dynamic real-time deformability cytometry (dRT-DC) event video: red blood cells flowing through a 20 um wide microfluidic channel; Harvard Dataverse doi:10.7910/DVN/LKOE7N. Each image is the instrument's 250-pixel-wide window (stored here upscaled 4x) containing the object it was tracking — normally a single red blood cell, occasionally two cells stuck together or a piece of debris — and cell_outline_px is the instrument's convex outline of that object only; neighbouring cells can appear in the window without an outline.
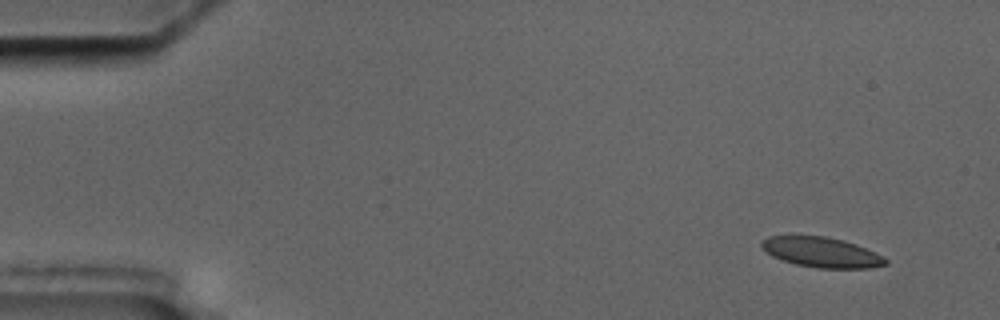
{"species": "common noctule bat (a hibernating species)", "species_latin": "Nyctalus noctula", "temperature_condition": "cold", "stored_images_in_passage": 4, "camera_frame_rate_fps": 3000, "um_per_image_px": 0.085, "animal": {"sex": "male", "body_mass_g": 17.5, "forearm_length_mm": 52.3}, "frame": {"image": 1, "passage_image": 1, "time_ms": 0.0, "image_size_px": [1000, 320], "cell_outline_px": [[888, 264], [868, 268], [816, 268], [796, 264], [772, 256], [760, 244], [760, 240], [768, 236], [828, 236], [844, 240], [856, 244], [876, 252], [888, 260]], "centroid_in_image_um": [69.86, 21.44], "position_along_channel_um": 15.1, "area_um2": 21.73}}
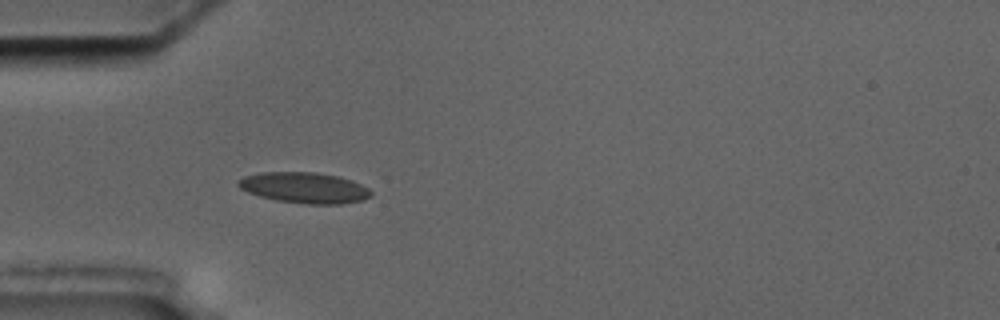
{"frame": {"image": 2, "passage_image": 4, "time_ms": 4.333, "image_size_px": [1000, 320], "cell_outline_px": [[372, 196], [364, 200], [340, 204], [308, 204], [276, 200], [260, 196], [248, 192], [240, 188], [236, 184], [244, 176], [260, 172], [316, 172], [336, 176], [352, 180], [368, 188], [372, 192]], "centroid_in_image_um": [25.89, 15.96], "position_along_channel_um": 59.1, "area_um2": 23.81}}